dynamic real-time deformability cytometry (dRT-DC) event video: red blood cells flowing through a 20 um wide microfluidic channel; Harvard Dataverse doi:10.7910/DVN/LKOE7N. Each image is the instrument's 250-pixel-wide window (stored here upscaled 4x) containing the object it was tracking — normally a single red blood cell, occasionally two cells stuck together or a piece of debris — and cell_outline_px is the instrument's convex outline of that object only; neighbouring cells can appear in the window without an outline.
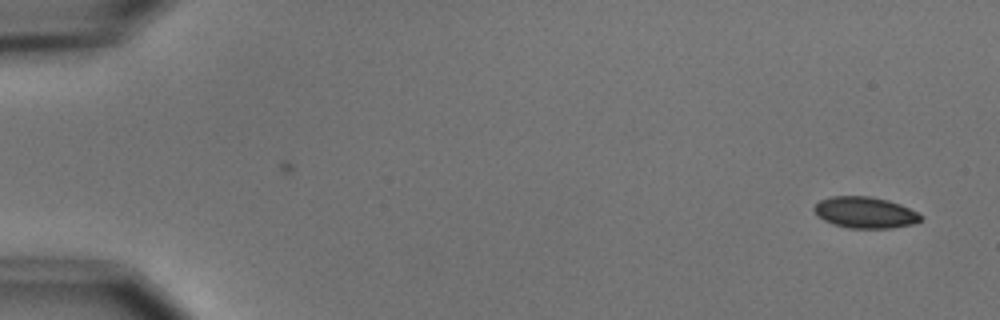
{"species": "common noctule bat (a hibernating species)", "species_latin": "Nyctalus noctula", "temperature_condition": "cold", "stored_images_in_passage": 2, "camera_frame_rate_fps": 3000, "um_per_image_px": 0.085, "animal": {"sex": "male", "body_mass_g": 15.6}, "frame": {"image": 1, "passage_image": 2, "time_ms": 2.0, "image_size_px": [1000, 320], "cell_outline_px": [[924, 216], [920, 220], [912, 224], [892, 228], [848, 228], [824, 220], [816, 216], [812, 208], [820, 200], [832, 196], [868, 196], [888, 200], [900, 204]], "centroid_in_image_um": [73.51, 18.06], "position_along_channel_um": 11.5, "area_um2": 19.36}}